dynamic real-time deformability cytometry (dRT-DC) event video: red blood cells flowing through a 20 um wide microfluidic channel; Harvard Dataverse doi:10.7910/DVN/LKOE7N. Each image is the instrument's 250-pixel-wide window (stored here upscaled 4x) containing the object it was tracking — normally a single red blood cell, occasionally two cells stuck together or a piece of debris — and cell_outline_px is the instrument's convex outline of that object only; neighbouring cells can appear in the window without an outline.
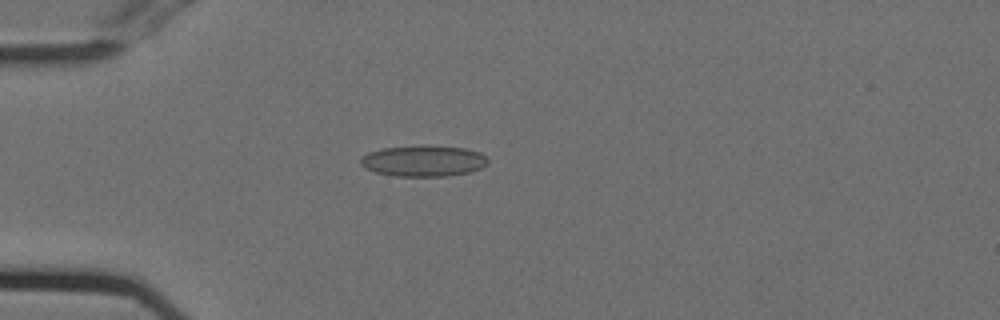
{"species": "Egyptian fruit bat (a non-hibernating species)", "species_latin": "Rousettus aegyptiacus", "temperature_condition": "cold", "stored_images_in_passage": 51, "camera_frame_rate_fps": 3000, "um_per_image_px": 0.085, "animal": {"sex": "female"}, "frame": {"image": 1, "passage_image": 12, "time_ms": 3.667, "image_size_px": [1000, 320], "cell_outline_px": [[488, 164], [472, 172], [448, 176], [396, 176], [376, 172], [364, 168], [360, 164], [360, 156], [368, 152], [384, 148], [420, 144], [464, 148], [480, 152], [488, 160]], "centroid_in_image_um": [35.98, 13.67], "position_along_channel_um": 49.0, "area_um2": 23.41}}
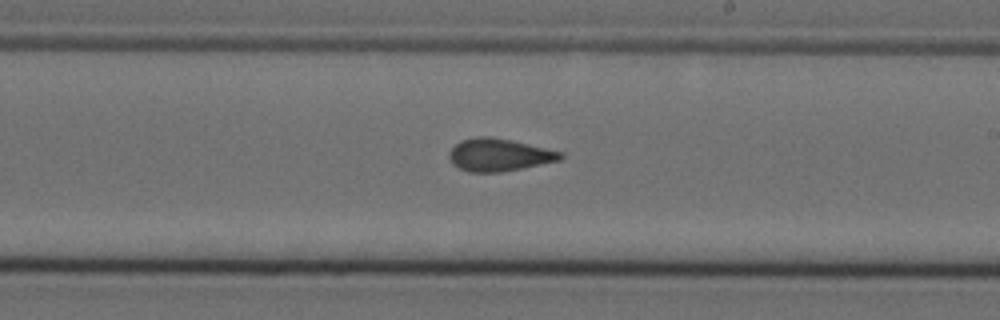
{"frame": {"image": 2, "passage_image": 29, "time_ms": 9.333, "image_size_px": [1000, 320], "cell_outline_px": [[564, 156], [560, 160], [500, 172], [468, 172], [452, 164], [448, 160], [448, 152], [460, 140], [476, 136], [488, 136], [512, 140], [564, 152]], "centroid_in_image_um": [42.39, 13.15], "position_along_channel_um": 246.6, "area_um2": 21.21}}
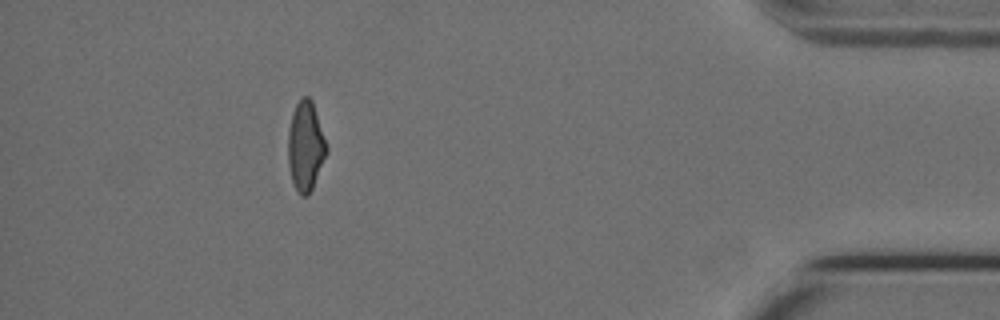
{"frame": {"image": 3, "passage_image": 46, "time_ms": 15.0, "image_size_px": [1000, 320], "cell_outline_px": [[328, 152], [312, 188], [308, 196], [300, 196], [292, 180], [288, 164], [288, 128], [292, 112], [300, 96], [308, 96], [312, 100], [328, 148]], "centroid_in_image_um": [25.97, 12.4], "position_along_channel_um": 409.2, "area_um2": 20.17}, "authors_computed_cell_mechanics": {"area_um2": 21.0392, "velocity_mm_per_s": 3.7565, "shape_relaxation_time_tau1_ms": null, "shape_relaxation_time_tau2_ms": 1.954, "deformation_change_tau1": null, "deformation_change_tau2": 0.0853}}